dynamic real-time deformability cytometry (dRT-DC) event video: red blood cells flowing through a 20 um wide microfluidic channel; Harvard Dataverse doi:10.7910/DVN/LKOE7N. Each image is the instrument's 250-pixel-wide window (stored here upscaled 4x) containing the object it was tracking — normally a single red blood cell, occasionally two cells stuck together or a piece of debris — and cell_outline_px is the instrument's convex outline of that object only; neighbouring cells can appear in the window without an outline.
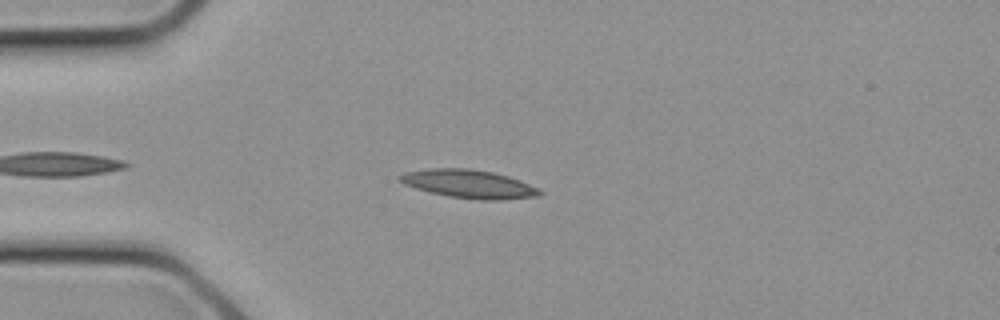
{"species": "common noctule bat (a hibernating species)", "species_latin": "Nyctalus noctula", "temperature_condition": "cold", "stored_images_in_passage": 4, "camera_frame_rate_fps": 3000, "um_per_image_px": 0.085, "animal": {"sex": "female", "body_mass_g": 21.9}, "frame": {"image": 1, "passage_image": 3, "time_ms": 0.667, "image_size_px": [1000, 320], "cell_outline_px": [[544, 192], [540, 196], [504, 200], [480, 200], [448, 196], [428, 192], [404, 184], [396, 176], [404, 172], [428, 168], [468, 168], [492, 172], [508, 176], [520, 180]], "centroid_in_image_um": [39.84, 15.64], "position_along_channel_um": 45.2, "area_um2": 23.24}}